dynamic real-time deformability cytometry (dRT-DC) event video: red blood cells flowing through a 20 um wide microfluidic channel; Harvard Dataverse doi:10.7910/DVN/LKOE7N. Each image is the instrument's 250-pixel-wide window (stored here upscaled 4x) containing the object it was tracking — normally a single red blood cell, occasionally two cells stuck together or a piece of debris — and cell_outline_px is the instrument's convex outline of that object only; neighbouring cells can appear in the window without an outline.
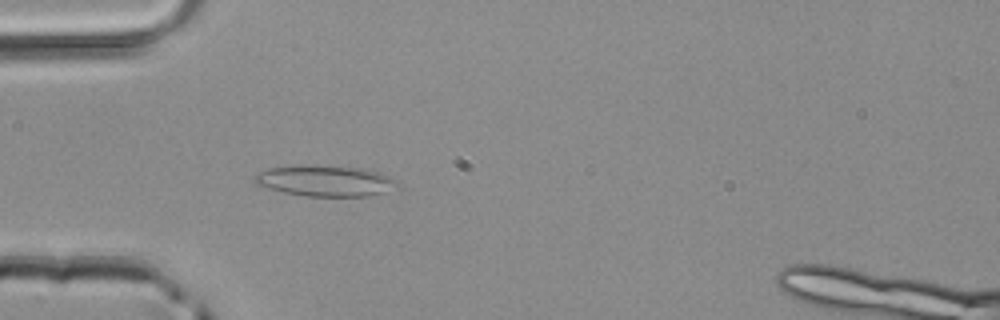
{"species": "common noctule bat (a hibernating species)", "species_latin": "Nyctalus noctula", "temperature_condition": "room temperature", "stored_images_in_passage": 35, "camera_frame_rate_fps": 3000, "um_per_image_px": 0.085, "animal": {"sex": "male", "body_mass_g": 20.4}, "frame": {"image": 1, "passage_image": 2, "time_ms": 0.333, "image_size_px": [1000, 320], "cell_outline_px": [[400, 184], [384, 192], [368, 196], [304, 196], [284, 192], [268, 188], [256, 184], [252, 180], [252, 176], [268, 168], [304, 164], [360, 168], [376, 172], [388, 176], [396, 180]], "centroid_in_image_um": [27.58, 15.36], "position_along_channel_um": 57.4, "area_um2": 25.66}}
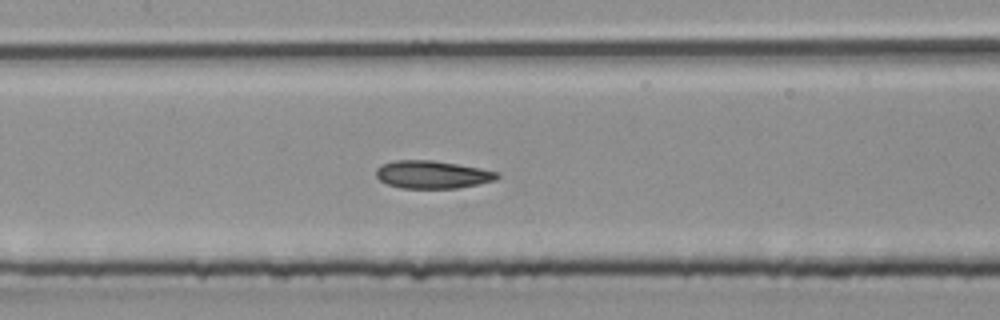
{"frame": {"image": 2, "passage_image": 10, "time_ms": 3.0, "image_size_px": [1000, 320], "cell_outline_px": [[500, 176], [496, 180], [480, 184], [456, 188], [400, 188], [388, 184], [380, 180], [376, 176], [376, 168], [380, 164], [392, 160], [432, 160], [480, 168], [500, 172]], "centroid_in_image_um": [36.75, 14.83], "position_along_channel_um": 170.7, "area_um2": 19.77}}
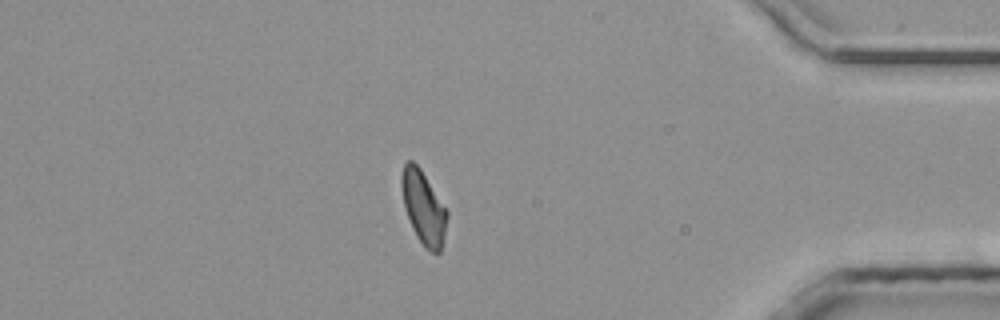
{"frame": {"image": 3, "passage_image": 28, "time_ms": 9.0, "image_size_px": [1000, 320], "cell_outline_px": [[448, 216], [444, 236], [440, 252], [432, 252], [424, 248], [416, 236], [412, 228], [404, 208], [400, 184], [400, 176], [404, 164], [408, 160], [412, 160], [420, 168], [448, 212]], "centroid_in_image_um": [35.97, 17.64], "position_along_channel_um": 399.2, "area_um2": 19.42}}